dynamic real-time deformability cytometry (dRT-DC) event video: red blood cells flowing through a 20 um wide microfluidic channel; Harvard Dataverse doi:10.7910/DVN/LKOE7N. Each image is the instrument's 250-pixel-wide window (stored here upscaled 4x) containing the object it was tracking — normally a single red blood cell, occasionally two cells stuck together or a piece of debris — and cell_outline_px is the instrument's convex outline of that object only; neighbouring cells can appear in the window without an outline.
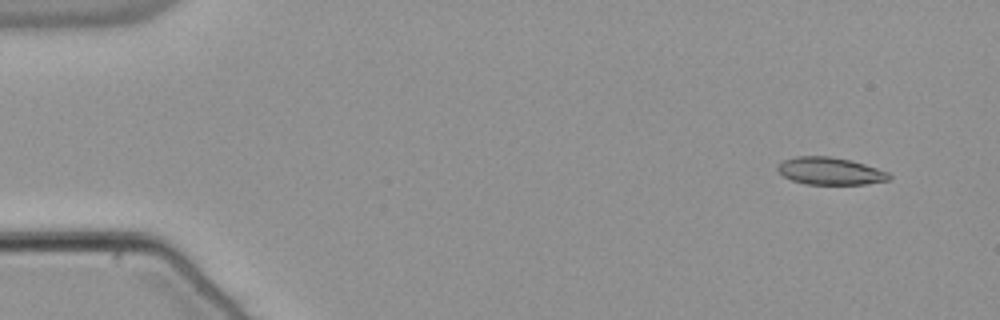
{"species": "common noctule bat (a hibernating species)", "species_latin": "Nyctalus noctula", "temperature_condition": "warm", "stored_images_in_passage": 51, "camera_frame_rate_fps": 3000, "um_per_image_px": 0.085, "animal": {"sex": "male", "body_mass_g": 21.5, "forearm_length_mm": 52.0}, "frame": {"image": 1, "passage_image": 1, "time_ms": 0.0, "image_size_px": [1000, 320], "cell_outline_px": [[892, 180], [868, 184], [808, 184], [792, 180], [784, 176], [776, 168], [776, 164], [784, 160], [796, 156], [828, 156], [852, 160], [888, 172], [892, 176]], "centroid_in_image_um": [70.59, 14.54], "position_along_channel_um": 14.4, "area_um2": 17.86}}
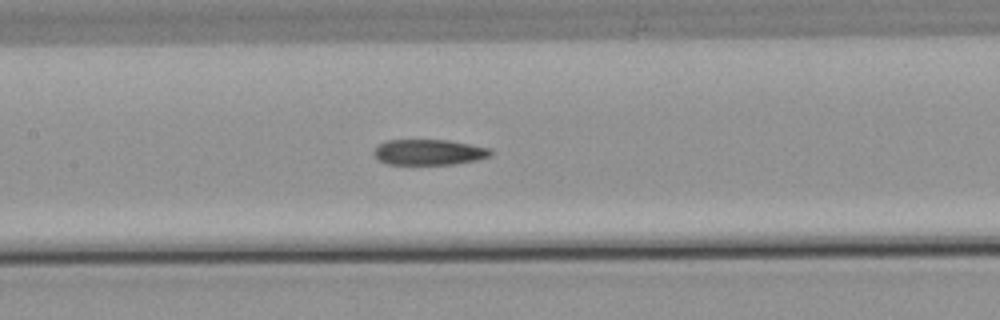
{"frame": {"image": 2, "passage_image": 23, "time_ms": 7.333, "image_size_px": [1000, 320], "cell_outline_px": [[496, 152], [492, 156], [476, 160], [456, 164], [388, 164], [380, 160], [372, 152], [380, 144], [388, 140], [448, 140], [492, 148]], "centroid_in_image_um": [36.55, 12.93], "position_along_channel_um": 170.8, "area_um2": 17.51}}
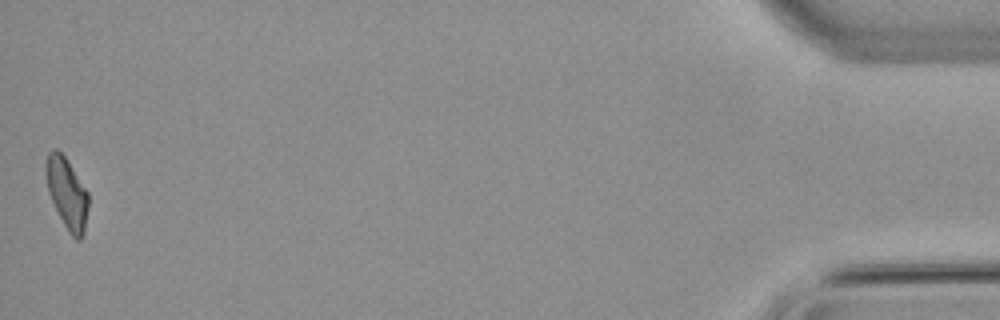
{"frame": {"image": 3, "passage_image": 51, "time_ms": 16.667, "image_size_px": [1000, 320], "cell_outline_px": [[88, 204], [84, 232], [80, 240], [76, 240], [68, 232], [48, 192], [44, 172], [44, 164], [48, 152], [52, 148], [56, 148], [64, 156], [88, 192]], "centroid_in_image_um": [5.66, 16.39], "position_along_channel_um": 429.5, "area_um2": 17.46}, "authors_computed_cell_mechanics": {"area_um2": 18.0914, "velocity_mm_per_s": 3.8061, "shape_relaxation_time_tau1_ms": null, "shape_relaxation_time_tau2_ms": 3.3628, "deformation_change_tau1": null, "deformation_change_tau2": 0.1072}}